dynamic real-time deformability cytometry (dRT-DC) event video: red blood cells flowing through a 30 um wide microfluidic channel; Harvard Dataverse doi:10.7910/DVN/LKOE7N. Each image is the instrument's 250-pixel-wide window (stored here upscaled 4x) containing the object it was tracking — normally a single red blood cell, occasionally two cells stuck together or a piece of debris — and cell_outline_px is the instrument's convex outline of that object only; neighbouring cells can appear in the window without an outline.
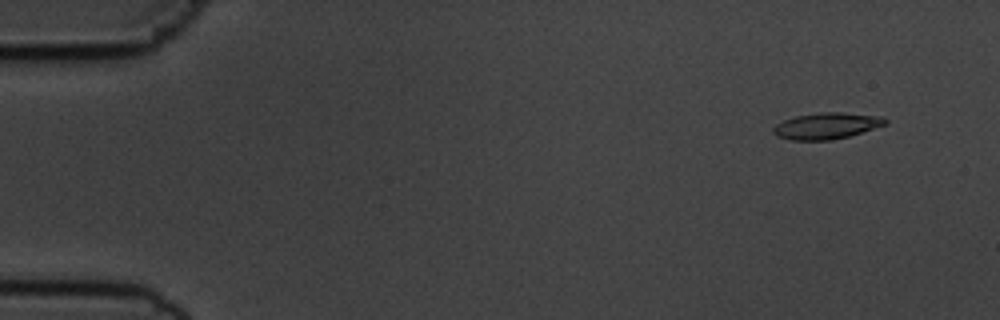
{"species": "common noctule bat (a hibernating species)", "species_latin": "Nyctalus noctula", "temperature_condition": "cold", "stored_images_in_passage": 56, "camera_frame_rate_fps": 3000, "um_per_image_px": 0.085, "animal": {"sex": "male", "body_mass_g": 19.5, "forearm_length_mm": 54.6}, "frame": {"image": 1, "passage_image": 5, "time_ms": 1.333, "image_size_px": [1000, 320], "cell_outline_px": [[888, 124], [848, 136], [832, 140], [788, 140], [776, 136], [772, 132], [772, 128], [776, 124], [784, 120], [796, 116], [820, 112], [840, 112], [884, 116], [888, 120]], "centroid_in_image_um": [70.26, 10.69], "position_along_channel_um": 14.7, "area_um2": 17.34}}
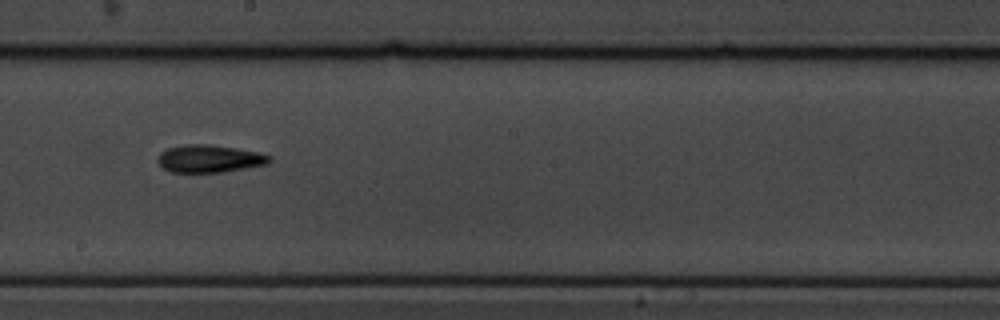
{"frame": {"image": 2, "passage_image": 32, "time_ms": 10.333, "image_size_px": [1000, 320], "cell_outline_px": [[272, 160], [268, 164], [224, 172], [168, 172], [156, 160], [160, 152], [168, 148], [188, 144], [208, 144], [236, 148], [256, 152], [272, 156]], "centroid_in_image_um": [17.8, 13.49], "position_along_channel_um": 230.4, "area_um2": 17.98}}
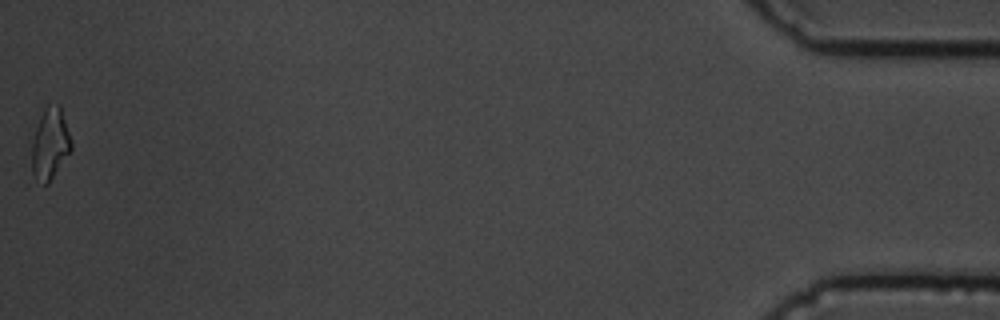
{"frame": {"image": 3, "passage_image": 56, "time_ms": 18.333, "image_size_px": [1000, 320], "cell_outline_px": [[72, 148], [48, 184], [44, 184], [36, 180], [32, 172], [32, 144], [36, 128], [40, 116], [44, 108], [48, 104], [60, 104], [72, 144]], "centroid_in_image_um": [4.25, 12.21], "position_along_channel_um": 431.0, "area_um2": 16.18}, "authors_computed_cell_mechanics": {"area_um2": 16.9643, "velocity_mm_per_s": 3.666, "shape_relaxation_time_tau1_ms": 4.5962, "shape_relaxation_time_tau2_ms": null, "deformation_change_tau1": 0.1782, "deformation_change_tau2": null}}